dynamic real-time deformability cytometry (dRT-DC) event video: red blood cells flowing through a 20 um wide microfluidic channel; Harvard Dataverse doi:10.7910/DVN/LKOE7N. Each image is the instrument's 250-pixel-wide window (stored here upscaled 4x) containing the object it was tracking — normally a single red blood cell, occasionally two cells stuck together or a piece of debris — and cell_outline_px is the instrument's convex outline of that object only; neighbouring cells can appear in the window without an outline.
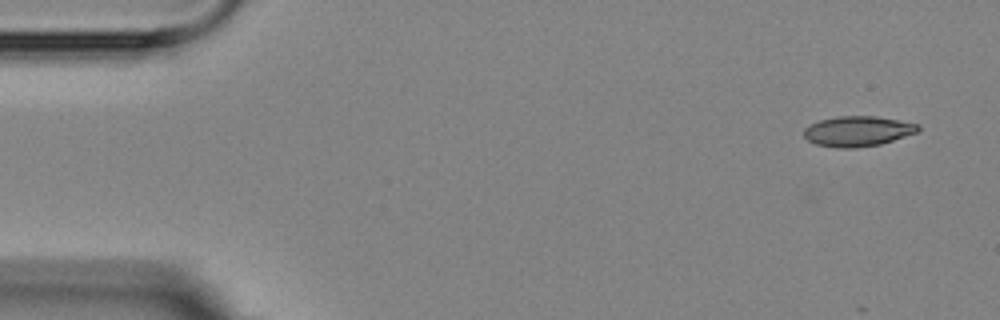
{"species": "Egyptian fruit bat (a non-hibernating species)", "species_latin": "Rousettus aegyptiacus", "temperature_condition": "room temperature", "stored_images_in_passage": 4, "camera_frame_rate_fps": 3000, "um_per_image_px": 0.085, "animal": {"sex": "female"}, "frame": {"image": 1, "passage_image": 1, "time_ms": 0.0, "image_size_px": [1000, 320], "cell_outline_px": [[920, 132], [880, 144], [856, 148], [836, 148], [816, 144], [808, 140], [804, 136], [804, 128], [820, 120], [836, 116], [876, 116], [900, 120], [920, 124]], "centroid_in_image_um": [72.95, 11.15], "position_along_channel_um": 12.1, "area_um2": 20.29}}
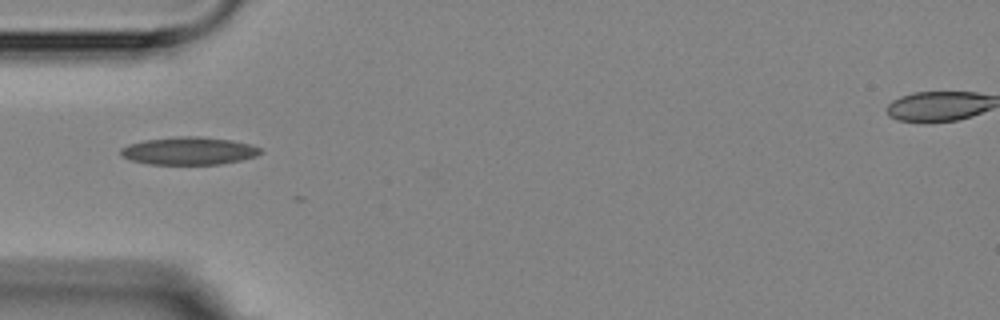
{"frame": {"image": 2, "passage_image": 4, "time_ms": 4.667, "image_size_px": [1000, 320], "cell_outline_px": [[264, 152], [256, 156], [240, 160], [220, 164], [148, 164], [132, 160], [120, 156], [120, 148], [128, 144], [144, 140], [176, 136], [200, 136], [232, 140], [248, 144], [260, 148]], "centroid_in_image_um": [16.03, 12.82], "position_along_channel_um": 69.0, "area_um2": 22.66}}